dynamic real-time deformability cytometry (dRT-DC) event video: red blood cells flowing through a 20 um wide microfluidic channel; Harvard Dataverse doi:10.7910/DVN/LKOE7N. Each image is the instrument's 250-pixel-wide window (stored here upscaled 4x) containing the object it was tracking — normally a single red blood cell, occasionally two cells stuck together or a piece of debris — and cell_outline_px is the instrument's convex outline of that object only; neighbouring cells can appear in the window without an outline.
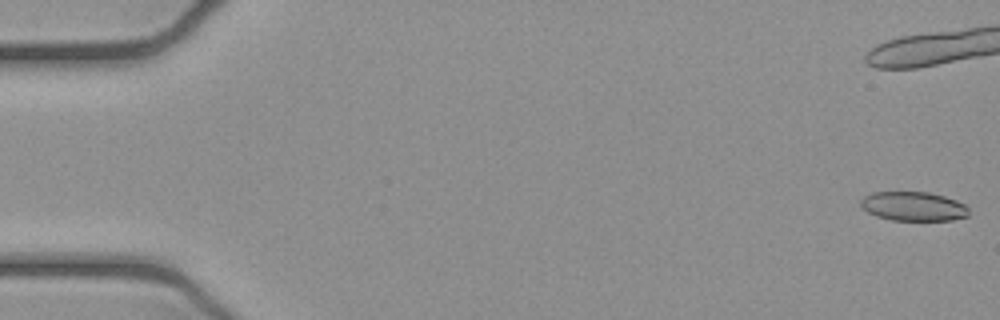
{"species": "common noctule bat (a hibernating species)", "species_latin": "Nyctalus noctula", "temperature_condition": "cold", "stored_images_in_passage": 43, "camera_frame_rate_fps": 3000, "um_per_image_px": 0.085, "animal": {"sex": "female", "body_mass_g": 21.9}, "frame": {"image": 1, "passage_image": 1, "time_ms": 0.0, "image_size_px": [1000, 320], "cell_outline_px": [[968, 216], [952, 220], [892, 220], [876, 216], [868, 212], [860, 204], [860, 200], [864, 196], [872, 192], [928, 192], [944, 196], [956, 200], [964, 204], [968, 208]], "centroid_in_image_um": [77.63, 17.53], "position_along_channel_um": 7.4, "area_um2": 18.32}}